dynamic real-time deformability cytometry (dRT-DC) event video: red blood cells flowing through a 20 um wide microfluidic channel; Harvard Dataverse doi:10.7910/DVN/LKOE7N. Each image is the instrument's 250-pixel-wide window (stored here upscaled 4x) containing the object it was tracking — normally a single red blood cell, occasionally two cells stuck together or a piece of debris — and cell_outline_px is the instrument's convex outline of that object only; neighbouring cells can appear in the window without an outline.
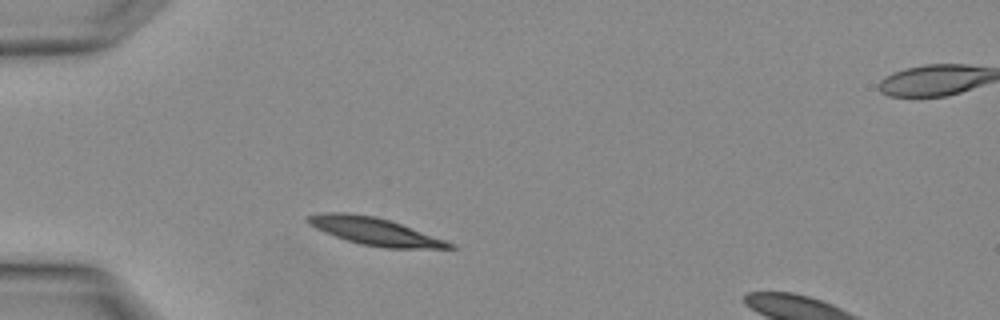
{"species": "Egyptian fruit bat (a non-hibernating species)", "species_latin": "Rousettus aegyptiacus", "temperature_condition": "warm", "stored_images_in_passage": 3, "camera_frame_rate_fps": 3000, "um_per_image_px": 0.085, "animal": {"sex": "female"}, "frame": {"image": 1, "passage_image": 3, "time_ms": 0.667, "image_size_px": [1000, 320], "cell_outline_px": [[456, 248], [384, 248], [360, 244], [324, 232], [308, 224], [304, 220], [308, 216], [324, 212], [348, 212], [376, 216], [400, 224], [456, 244]], "centroid_in_image_um": [31.81, 19.66], "position_along_channel_um": 53.2, "area_um2": 22.43}}